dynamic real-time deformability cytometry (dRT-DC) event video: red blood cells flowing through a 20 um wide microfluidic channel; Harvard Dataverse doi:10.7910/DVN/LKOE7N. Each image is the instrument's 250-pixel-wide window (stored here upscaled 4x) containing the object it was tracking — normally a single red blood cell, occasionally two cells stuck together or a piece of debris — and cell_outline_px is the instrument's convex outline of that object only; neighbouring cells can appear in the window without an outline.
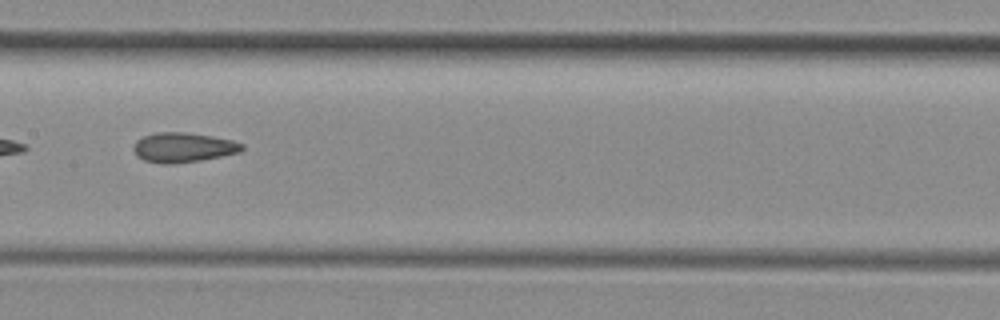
{"species": "common noctule bat (a hibernating species)", "species_latin": "Nyctalus noctula", "temperature_condition": "room temperature", "stored_images_in_passage": 33, "camera_frame_rate_fps": 3000, "um_per_image_px": 0.085, "animal": {"sex": "female", "body_mass_g": 29.2, "forearm_length_mm": 56.3}, "frame": {"image": 1, "passage_image": 10, "time_ms": 3.0, "image_size_px": [1000, 320], "cell_outline_px": [[244, 148], [240, 152], [200, 160], [172, 164], [164, 164], [144, 160], [136, 156], [132, 148], [136, 140], [144, 136], [156, 132], [184, 132], [212, 136], [232, 140], [244, 144]], "centroid_in_image_um": [15.55, 12.53], "position_along_channel_um": 191.9, "area_um2": 18.79}}
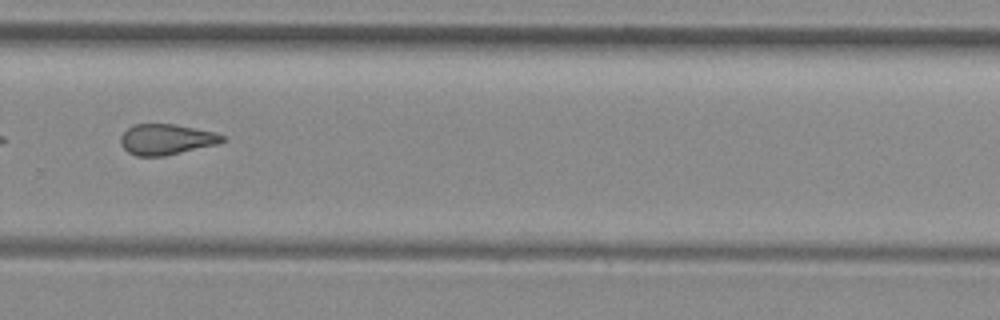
{"frame": {"image": 2, "passage_image": 19, "time_ms": 6.0, "image_size_px": [1000, 320], "cell_outline_px": [[224, 140], [216, 144], [164, 156], [136, 156], [128, 152], [120, 144], [120, 136], [132, 124], [176, 124], [216, 132], [224, 136]], "centroid_in_image_um": [14.1, 11.84], "position_along_channel_um": 315.7, "area_um2": 18.15}}